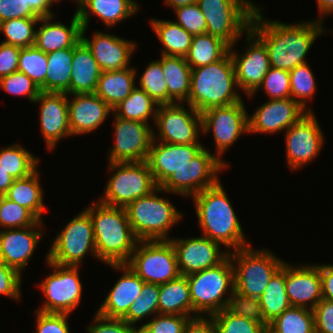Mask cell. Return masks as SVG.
Segmentation results:
<instances>
[{
	"instance_id": "cell-1",
	"label": "cell",
	"mask_w": 333,
	"mask_h": 333,
	"mask_svg": "<svg viewBox=\"0 0 333 333\" xmlns=\"http://www.w3.org/2000/svg\"><path fill=\"white\" fill-rule=\"evenodd\" d=\"M146 162L158 187L166 193L191 197L215 186L228 167L202 144L152 141Z\"/></svg>"
},
{
	"instance_id": "cell-2",
	"label": "cell",
	"mask_w": 333,
	"mask_h": 333,
	"mask_svg": "<svg viewBox=\"0 0 333 333\" xmlns=\"http://www.w3.org/2000/svg\"><path fill=\"white\" fill-rule=\"evenodd\" d=\"M266 20L262 13L253 14L250 30L264 43L270 67L287 71L306 63L316 38L328 31L317 19L291 24Z\"/></svg>"
},
{
	"instance_id": "cell-3",
	"label": "cell",
	"mask_w": 333,
	"mask_h": 333,
	"mask_svg": "<svg viewBox=\"0 0 333 333\" xmlns=\"http://www.w3.org/2000/svg\"><path fill=\"white\" fill-rule=\"evenodd\" d=\"M222 182L191 196L203 236L230 252L250 246Z\"/></svg>"
},
{
	"instance_id": "cell-4",
	"label": "cell",
	"mask_w": 333,
	"mask_h": 333,
	"mask_svg": "<svg viewBox=\"0 0 333 333\" xmlns=\"http://www.w3.org/2000/svg\"><path fill=\"white\" fill-rule=\"evenodd\" d=\"M85 210L93 224L97 259L108 266L126 264L139 240L132 231L125 208L94 201Z\"/></svg>"
},
{
	"instance_id": "cell-5",
	"label": "cell",
	"mask_w": 333,
	"mask_h": 333,
	"mask_svg": "<svg viewBox=\"0 0 333 333\" xmlns=\"http://www.w3.org/2000/svg\"><path fill=\"white\" fill-rule=\"evenodd\" d=\"M235 67L228 52L221 60L191 70V90L186 104L199 113L241 102Z\"/></svg>"
},
{
	"instance_id": "cell-6",
	"label": "cell",
	"mask_w": 333,
	"mask_h": 333,
	"mask_svg": "<svg viewBox=\"0 0 333 333\" xmlns=\"http://www.w3.org/2000/svg\"><path fill=\"white\" fill-rule=\"evenodd\" d=\"M166 193L158 187L151 194L140 197L126 208L135 237L141 240H169L168 233L182 218L171 201L158 196Z\"/></svg>"
},
{
	"instance_id": "cell-7",
	"label": "cell",
	"mask_w": 333,
	"mask_h": 333,
	"mask_svg": "<svg viewBox=\"0 0 333 333\" xmlns=\"http://www.w3.org/2000/svg\"><path fill=\"white\" fill-rule=\"evenodd\" d=\"M187 279L194 318L210 317L226 308L228 298L235 290L234 267L230 256L215 267L188 275Z\"/></svg>"
},
{
	"instance_id": "cell-8",
	"label": "cell",
	"mask_w": 333,
	"mask_h": 333,
	"mask_svg": "<svg viewBox=\"0 0 333 333\" xmlns=\"http://www.w3.org/2000/svg\"><path fill=\"white\" fill-rule=\"evenodd\" d=\"M206 19V33L221 38L229 46L236 45L250 29L253 14L263 8L252 0H197Z\"/></svg>"
},
{
	"instance_id": "cell-9",
	"label": "cell",
	"mask_w": 333,
	"mask_h": 333,
	"mask_svg": "<svg viewBox=\"0 0 333 333\" xmlns=\"http://www.w3.org/2000/svg\"><path fill=\"white\" fill-rule=\"evenodd\" d=\"M234 267L235 291L260 298L270 279L283 266L284 260L269 249H254L252 246L229 252Z\"/></svg>"
},
{
	"instance_id": "cell-10",
	"label": "cell",
	"mask_w": 333,
	"mask_h": 333,
	"mask_svg": "<svg viewBox=\"0 0 333 333\" xmlns=\"http://www.w3.org/2000/svg\"><path fill=\"white\" fill-rule=\"evenodd\" d=\"M113 175L107 181L101 203L126 208L140 197L151 194L158 188L146 161L108 162Z\"/></svg>"
},
{
	"instance_id": "cell-11",
	"label": "cell",
	"mask_w": 333,
	"mask_h": 333,
	"mask_svg": "<svg viewBox=\"0 0 333 333\" xmlns=\"http://www.w3.org/2000/svg\"><path fill=\"white\" fill-rule=\"evenodd\" d=\"M144 282L161 285L180 273L170 240H141L126 263Z\"/></svg>"
},
{
	"instance_id": "cell-12",
	"label": "cell",
	"mask_w": 333,
	"mask_h": 333,
	"mask_svg": "<svg viewBox=\"0 0 333 333\" xmlns=\"http://www.w3.org/2000/svg\"><path fill=\"white\" fill-rule=\"evenodd\" d=\"M89 251L97 258L92 220L83 209L56 235L46 255L50 262L79 266Z\"/></svg>"
},
{
	"instance_id": "cell-13",
	"label": "cell",
	"mask_w": 333,
	"mask_h": 333,
	"mask_svg": "<svg viewBox=\"0 0 333 333\" xmlns=\"http://www.w3.org/2000/svg\"><path fill=\"white\" fill-rule=\"evenodd\" d=\"M46 265L53 271L39 284L45 301L38 310L47 313H72L80 305L83 294L79 266L59 265L48 261V256Z\"/></svg>"
},
{
	"instance_id": "cell-14",
	"label": "cell",
	"mask_w": 333,
	"mask_h": 333,
	"mask_svg": "<svg viewBox=\"0 0 333 333\" xmlns=\"http://www.w3.org/2000/svg\"><path fill=\"white\" fill-rule=\"evenodd\" d=\"M183 104L158 105L154 124L159 136L153 132L154 141L180 145L202 144L199 142L200 133L203 132L201 113L189 104H186L188 108Z\"/></svg>"
},
{
	"instance_id": "cell-15",
	"label": "cell",
	"mask_w": 333,
	"mask_h": 333,
	"mask_svg": "<svg viewBox=\"0 0 333 333\" xmlns=\"http://www.w3.org/2000/svg\"><path fill=\"white\" fill-rule=\"evenodd\" d=\"M202 133H213L215 156L227 167V162L221 158L242 134L249 133L248 112L244 101L228 106L213 107L201 113Z\"/></svg>"
},
{
	"instance_id": "cell-16",
	"label": "cell",
	"mask_w": 333,
	"mask_h": 333,
	"mask_svg": "<svg viewBox=\"0 0 333 333\" xmlns=\"http://www.w3.org/2000/svg\"><path fill=\"white\" fill-rule=\"evenodd\" d=\"M320 127L313 111L284 132L287 165L292 171L303 168L319 156L325 141Z\"/></svg>"
},
{
	"instance_id": "cell-17",
	"label": "cell",
	"mask_w": 333,
	"mask_h": 333,
	"mask_svg": "<svg viewBox=\"0 0 333 333\" xmlns=\"http://www.w3.org/2000/svg\"><path fill=\"white\" fill-rule=\"evenodd\" d=\"M115 144L109 149V162L146 161L153 141L154 128L142 121L117 117L114 113Z\"/></svg>"
},
{
	"instance_id": "cell-18",
	"label": "cell",
	"mask_w": 333,
	"mask_h": 333,
	"mask_svg": "<svg viewBox=\"0 0 333 333\" xmlns=\"http://www.w3.org/2000/svg\"><path fill=\"white\" fill-rule=\"evenodd\" d=\"M245 35L247 48H244V54L235 51V45L229 47V53L235 67L238 89L249 96L262 84L264 76L270 69V62L264 43L250 29Z\"/></svg>"
},
{
	"instance_id": "cell-19",
	"label": "cell",
	"mask_w": 333,
	"mask_h": 333,
	"mask_svg": "<svg viewBox=\"0 0 333 333\" xmlns=\"http://www.w3.org/2000/svg\"><path fill=\"white\" fill-rule=\"evenodd\" d=\"M169 240L175 249L179 273L183 276L215 267L229 256L228 251L221 252L220 246L223 245L203 235Z\"/></svg>"
},
{
	"instance_id": "cell-20",
	"label": "cell",
	"mask_w": 333,
	"mask_h": 333,
	"mask_svg": "<svg viewBox=\"0 0 333 333\" xmlns=\"http://www.w3.org/2000/svg\"><path fill=\"white\" fill-rule=\"evenodd\" d=\"M308 113L291 97L285 99H269L248 116L249 133H278L286 131Z\"/></svg>"
},
{
	"instance_id": "cell-21",
	"label": "cell",
	"mask_w": 333,
	"mask_h": 333,
	"mask_svg": "<svg viewBox=\"0 0 333 333\" xmlns=\"http://www.w3.org/2000/svg\"><path fill=\"white\" fill-rule=\"evenodd\" d=\"M68 94L41 91L33 103L40 102V130L49 151L62 138L72 136L69 126Z\"/></svg>"
},
{
	"instance_id": "cell-22",
	"label": "cell",
	"mask_w": 333,
	"mask_h": 333,
	"mask_svg": "<svg viewBox=\"0 0 333 333\" xmlns=\"http://www.w3.org/2000/svg\"><path fill=\"white\" fill-rule=\"evenodd\" d=\"M86 31L87 27H82L81 40L90 49L102 72L129 67L132 53L137 47L136 42L101 31L94 32L90 39L85 36Z\"/></svg>"
},
{
	"instance_id": "cell-23",
	"label": "cell",
	"mask_w": 333,
	"mask_h": 333,
	"mask_svg": "<svg viewBox=\"0 0 333 333\" xmlns=\"http://www.w3.org/2000/svg\"><path fill=\"white\" fill-rule=\"evenodd\" d=\"M43 223L39 220L25 228L0 230V261L21 274L44 237Z\"/></svg>"
},
{
	"instance_id": "cell-24",
	"label": "cell",
	"mask_w": 333,
	"mask_h": 333,
	"mask_svg": "<svg viewBox=\"0 0 333 333\" xmlns=\"http://www.w3.org/2000/svg\"><path fill=\"white\" fill-rule=\"evenodd\" d=\"M286 293L292 307L313 310L322 299L320 269L316 264L286 263Z\"/></svg>"
},
{
	"instance_id": "cell-25",
	"label": "cell",
	"mask_w": 333,
	"mask_h": 333,
	"mask_svg": "<svg viewBox=\"0 0 333 333\" xmlns=\"http://www.w3.org/2000/svg\"><path fill=\"white\" fill-rule=\"evenodd\" d=\"M68 99L69 126L72 136L89 134L106 120L113 109L97 94H73Z\"/></svg>"
},
{
	"instance_id": "cell-26",
	"label": "cell",
	"mask_w": 333,
	"mask_h": 333,
	"mask_svg": "<svg viewBox=\"0 0 333 333\" xmlns=\"http://www.w3.org/2000/svg\"><path fill=\"white\" fill-rule=\"evenodd\" d=\"M110 266L123 273L107 294L97 313L108 318L123 319L130 305L141 295L144 281L127 264H110Z\"/></svg>"
},
{
	"instance_id": "cell-27",
	"label": "cell",
	"mask_w": 333,
	"mask_h": 333,
	"mask_svg": "<svg viewBox=\"0 0 333 333\" xmlns=\"http://www.w3.org/2000/svg\"><path fill=\"white\" fill-rule=\"evenodd\" d=\"M55 15L42 17L41 26L36 30L35 46L48 54L64 48H73L81 41L82 24L75 12L70 25L52 22Z\"/></svg>"
},
{
	"instance_id": "cell-28",
	"label": "cell",
	"mask_w": 333,
	"mask_h": 333,
	"mask_svg": "<svg viewBox=\"0 0 333 333\" xmlns=\"http://www.w3.org/2000/svg\"><path fill=\"white\" fill-rule=\"evenodd\" d=\"M139 8L137 0H84L77 6L75 12L82 27L88 28L90 15L93 14L97 15L106 27L112 28L123 20L136 15Z\"/></svg>"
},
{
	"instance_id": "cell-29",
	"label": "cell",
	"mask_w": 333,
	"mask_h": 333,
	"mask_svg": "<svg viewBox=\"0 0 333 333\" xmlns=\"http://www.w3.org/2000/svg\"><path fill=\"white\" fill-rule=\"evenodd\" d=\"M101 73L102 70L90 49L81 40L73 47L69 96L94 93Z\"/></svg>"
},
{
	"instance_id": "cell-30",
	"label": "cell",
	"mask_w": 333,
	"mask_h": 333,
	"mask_svg": "<svg viewBox=\"0 0 333 333\" xmlns=\"http://www.w3.org/2000/svg\"><path fill=\"white\" fill-rule=\"evenodd\" d=\"M136 73L137 70L131 66L122 70L103 71L94 93L114 109L137 87Z\"/></svg>"
},
{
	"instance_id": "cell-31",
	"label": "cell",
	"mask_w": 333,
	"mask_h": 333,
	"mask_svg": "<svg viewBox=\"0 0 333 333\" xmlns=\"http://www.w3.org/2000/svg\"><path fill=\"white\" fill-rule=\"evenodd\" d=\"M158 61L168 87V104L186 103L191 90L192 70L186 58L161 55Z\"/></svg>"
},
{
	"instance_id": "cell-32",
	"label": "cell",
	"mask_w": 333,
	"mask_h": 333,
	"mask_svg": "<svg viewBox=\"0 0 333 333\" xmlns=\"http://www.w3.org/2000/svg\"><path fill=\"white\" fill-rule=\"evenodd\" d=\"M159 288V314H175L194 318L187 276L179 275L177 278L159 285Z\"/></svg>"
},
{
	"instance_id": "cell-33",
	"label": "cell",
	"mask_w": 333,
	"mask_h": 333,
	"mask_svg": "<svg viewBox=\"0 0 333 333\" xmlns=\"http://www.w3.org/2000/svg\"><path fill=\"white\" fill-rule=\"evenodd\" d=\"M38 171L36 169L27 177L14 179L6 193V198L27 208L42 221V214L46 207L45 202H43L44 191L40 185L41 180Z\"/></svg>"
},
{
	"instance_id": "cell-34",
	"label": "cell",
	"mask_w": 333,
	"mask_h": 333,
	"mask_svg": "<svg viewBox=\"0 0 333 333\" xmlns=\"http://www.w3.org/2000/svg\"><path fill=\"white\" fill-rule=\"evenodd\" d=\"M150 27L162 44L161 55L186 57L192 44L193 35L175 21L150 19Z\"/></svg>"
},
{
	"instance_id": "cell-35",
	"label": "cell",
	"mask_w": 333,
	"mask_h": 333,
	"mask_svg": "<svg viewBox=\"0 0 333 333\" xmlns=\"http://www.w3.org/2000/svg\"><path fill=\"white\" fill-rule=\"evenodd\" d=\"M72 59L73 48H64L47 54L45 92H65L69 95Z\"/></svg>"
},
{
	"instance_id": "cell-36",
	"label": "cell",
	"mask_w": 333,
	"mask_h": 333,
	"mask_svg": "<svg viewBox=\"0 0 333 333\" xmlns=\"http://www.w3.org/2000/svg\"><path fill=\"white\" fill-rule=\"evenodd\" d=\"M286 262L273 275L263 295L259 298L264 319L270 323L291 307L286 293Z\"/></svg>"
},
{
	"instance_id": "cell-37",
	"label": "cell",
	"mask_w": 333,
	"mask_h": 333,
	"mask_svg": "<svg viewBox=\"0 0 333 333\" xmlns=\"http://www.w3.org/2000/svg\"><path fill=\"white\" fill-rule=\"evenodd\" d=\"M229 47L221 38L208 33L194 35L185 58L191 68H197L221 60L229 52Z\"/></svg>"
},
{
	"instance_id": "cell-38",
	"label": "cell",
	"mask_w": 333,
	"mask_h": 333,
	"mask_svg": "<svg viewBox=\"0 0 333 333\" xmlns=\"http://www.w3.org/2000/svg\"><path fill=\"white\" fill-rule=\"evenodd\" d=\"M20 143L9 145L0 149V167L13 179L29 176L39 165V158L32 155Z\"/></svg>"
},
{
	"instance_id": "cell-39",
	"label": "cell",
	"mask_w": 333,
	"mask_h": 333,
	"mask_svg": "<svg viewBox=\"0 0 333 333\" xmlns=\"http://www.w3.org/2000/svg\"><path fill=\"white\" fill-rule=\"evenodd\" d=\"M157 107L154 100L137 86L113 109V113L123 119L149 123V118L155 121Z\"/></svg>"
},
{
	"instance_id": "cell-40",
	"label": "cell",
	"mask_w": 333,
	"mask_h": 333,
	"mask_svg": "<svg viewBox=\"0 0 333 333\" xmlns=\"http://www.w3.org/2000/svg\"><path fill=\"white\" fill-rule=\"evenodd\" d=\"M280 333H315L314 312L303 307H290L269 323Z\"/></svg>"
},
{
	"instance_id": "cell-41",
	"label": "cell",
	"mask_w": 333,
	"mask_h": 333,
	"mask_svg": "<svg viewBox=\"0 0 333 333\" xmlns=\"http://www.w3.org/2000/svg\"><path fill=\"white\" fill-rule=\"evenodd\" d=\"M40 18H15L2 21L0 31L6 39L2 43L17 46L20 48L35 45V26Z\"/></svg>"
},
{
	"instance_id": "cell-42",
	"label": "cell",
	"mask_w": 333,
	"mask_h": 333,
	"mask_svg": "<svg viewBox=\"0 0 333 333\" xmlns=\"http://www.w3.org/2000/svg\"><path fill=\"white\" fill-rule=\"evenodd\" d=\"M289 75L291 98L298 102L308 112H313L311 109L312 107L307 108L308 101L313 99V95L317 90L315 76L310 66L307 62L298 65L289 71Z\"/></svg>"
},
{
	"instance_id": "cell-43",
	"label": "cell",
	"mask_w": 333,
	"mask_h": 333,
	"mask_svg": "<svg viewBox=\"0 0 333 333\" xmlns=\"http://www.w3.org/2000/svg\"><path fill=\"white\" fill-rule=\"evenodd\" d=\"M160 288L157 284L144 282L141 295L130 305L127 315L123 318L128 324L136 325L148 316L159 313Z\"/></svg>"
},
{
	"instance_id": "cell-44",
	"label": "cell",
	"mask_w": 333,
	"mask_h": 333,
	"mask_svg": "<svg viewBox=\"0 0 333 333\" xmlns=\"http://www.w3.org/2000/svg\"><path fill=\"white\" fill-rule=\"evenodd\" d=\"M47 63V54L35 45L21 48L17 71L26 74L41 91L45 92Z\"/></svg>"
},
{
	"instance_id": "cell-45",
	"label": "cell",
	"mask_w": 333,
	"mask_h": 333,
	"mask_svg": "<svg viewBox=\"0 0 333 333\" xmlns=\"http://www.w3.org/2000/svg\"><path fill=\"white\" fill-rule=\"evenodd\" d=\"M161 63L157 60L147 64L138 81V88L144 90L157 105L168 104V87Z\"/></svg>"
},
{
	"instance_id": "cell-46",
	"label": "cell",
	"mask_w": 333,
	"mask_h": 333,
	"mask_svg": "<svg viewBox=\"0 0 333 333\" xmlns=\"http://www.w3.org/2000/svg\"><path fill=\"white\" fill-rule=\"evenodd\" d=\"M210 317L215 322L217 333H263L261 323L232 314L225 308Z\"/></svg>"
},
{
	"instance_id": "cell-47",
	"label": "cell",
	"mask_w": 333,
	"mask_h": 333,
	"mask_svg": "<svg viewBox=\"0 0 333 333\" xmlns=\"http://www.w3.org/2000/svg\"><path fill=\"white\" fill-rule=\"evenodd\" d=\"M39 219L27 208L5 197L0 208V227L19 229L35 225Z\"/></svg>"
},
{
	"instance_id": "cell-48",
	"label": "cell",
	"mask_w": 333,
	"mask_h": 333,
	"mask_svg": "<svg viewBox=\"0 0 333 333\" xmlns=\"http://www.w3.org/2000/svg\"><path fill=\"white\" fill-rule=\"evenodd\" d=\"M225 309L237 316L261 323L263 326L269 324L264 319L260 300L242 295L235 290L230 294Z\"/></svg>"
},
{
	"instance_id": "cell-49",
	"label": "cell",
	"mask_w": 333,
	"mask_h": 333,
	"mask_svg": "<svg viewBox=\"0 0 333 333\" xmlns=\"http://www.w3.org/2000/svg\"><path fill=\"white\" fill-rule=\"evenodd\" d=\"M262 88L269 96L270 100L290 98L291 88L289 71L270 67L269 71L263 78L262 84L248 97L253 98V95L255 96L259 89Z\"/></svg>"
},
{
	"instance_id": "cell-50",
	"label": "cell",
	"mask_w": 333,
	"mask_h": 333,
	"mask_svg": "<svg viewBox=\"0 0 333 333\" xmlns=\"http://www.w3.org/2000/svg\"><path fill=\"white\" fill-rule=\"evenodd\" d=\"M0 89L15 96H26L30 102L39 96L40 88L23 72L15 71L0 79Z\"/></svg>"
},
{
	"instance_id": "cell-51",
	"label": "cell",
	"mask_w": 333,
	"mask_h": 333,
	"mask_svg": "<svg viewBox=\"0 0 333 333\" xmlns=\"http://www.w3.org/2000/svg\"><path fill=\"white\" fill-rule=\"evenodd\" d=\"M174 13L175 22L193 36L206 33V19L197 3L177 7Z\"/></svg>"
},
{
	"instance_id": "cell-52",
	"label": "cell",
	"mask_w": 333,
	"mask_h": 333,
	"mask_svg": "<svg viewBox=\"0 0 333 333\" xmlns=\"http://www.w3.org/2000/svg\"><path fill=\"white\" fill-rule=\"evenodd\" d=\"M191 317L175 314H157L143 326L151 333H184Z\"/></svg>"
},
{
	"instance_id": "cell-53",
	"label": "cell",
	"mask_w": 333,
	"mask_h": 333,
	"mask_svg": "<svg viewBox=\"0 0 333 333\" xmlns=\"http://www.w3.org/2000/svg\"><path fill=\"white\" fill-rule=\"evenodd\" d=\"M34 313L37 315L34 333H70L67 321L69 314L47 313L37 309Z\"/></svg>"
},
{
	"instance_id": "cell-54",
	"label": "cell",
	"mask_w": 333,
	"mask_h": 333,
	"mask_svg": "<svg viewBox=\"0 0 333 333\" xmlns=\"http://www.w3.org/2000/svg\"><path fill=\"white\" fill-rule=\"evenodd\" d=\"M22 274L0 261V295L21 300Z\"/></svg>"
},
{
	"instance_id": "cell-55",
	"label": "cell",
	"mask_w": 333,
	"mask_h": 333,
	"mask_svg": "<svg viewBox=\"0 0 333 333\" xmlns=\"http://www.w3.org/2000/svg\"><path fill=\"white\" fill-rule=\"evenodd\" d=\"M93 323L87 326L88 333H134V325L123 319L104 317L97 312Z\"/></svg>"
},
{
	"instance_id": "cell-56",
	"label": "cell",
	"mask_w": 333,
	"mask_h": 333,
	"mask_svg": "<svg viewBox=\"0 0 333 333\" xmlns=\"http://www.w3.org/2000/svg\"><path fill=\"white\" fill-rule=\"evenodd\" d=\"M15 18H40L25 0H0V23Z\"/></svg>"
},
{
	"instance_id": "cell-57",
	"label": "cell",
	"mask_w": 333,
	"mask_h": 333,
	"mask_svg": "<svg viewBox=\"0 0 333 333\" xmlns=\"http://www.w3.org/2000/svg\"><path fill=\"white\" fill-rule=\"evenodd\" d=\"M313 312L315 333H333V301L322 298Z\"/></svg>"
},
{
	"instance_id": "cell-58",
	"label": "cell",
	"mask_w": 333,
	"mask_h": 333,
	"mask_svg": "<svg viewBox=\"0 0 333 333\" xmlns=\"http://www.w3.org/2000/svg\"><path fill=\"white\" fill-rule=\"evenodd\" d=\"M21 48L0 43V79L18 69Z\"/></svg>"
},
{
	"instance_id": "cell-59",
	"label": "cell",
	"mask_w": 333,
	"mask_h": 333,
	"mask_svg": "<svg viewBox=\"0 0 333 333\" xmlns=\"http://www.w3.org/2000/svg\"><path fill=\"white\" fill-rule=\"evenodd\" d=\"M184 333H217L215 322L211 317L199 316L191 318Z\"/></svg>"
},
{
	"instance_id": "cell-60",
	"label": "cell",
	"mask_w": 333,
	"mask_h": 333,
	"mask_svg": "<svg viewBox=\"0 0 333 333\" xmlns=\"http://www.w3.org/2000/svg\"><path fill=\"white\" fill-rule=\"evenodd\" d=\"M320 269L322 298L333 301V264H318Z\"/></svg>"
},
{
	"instance_id": "cell-61",
	"label": "cell",
	"mask_w": 333,
	"mask_h": 333,
	"mask_svg": "<svg viewBox=\"0 0 333 333\" xmlns=\"http://www.w3.org/2000/svg\"><path fill=\"white\" fill-rule=\"evenodd\" d=\"M25 2L40 18L54 15L49 0H25Z\"/></svg>"
},
{
	"instance_id": "cell-62",
	"label": "cell",
	"mask_w": 333,
	"mask_h": 333,
	"mask_svg": "<svg viewBox=\"0 0 333 333\" xmlns=\"http://www.w3.org/2000/svg\"><path fill=\"white\" fill-rule=\"evenodd\" d=\"M318 12L320 14L318 21L323 22V19L328 15L333 14V0H317Z\"/></svg>"
},
{
	"instance_id": "cell-63",
	"label": "cell",
	"mask_w": 333,
	"mask_h": 333,
	"mask_svg": "<svg viewBox=\"0 0 333 333\" xmlns=\"http://www.w3.org/2000/svg\"><path fill=\"white\" fill-rule=\"evenodd\" d=\"M14 179L0 167V192L6 194Z\"/></svg>"
},
{
	"instance_id": "cell-64",
	"label": "cell",
	"mask_w": 333,
	"mask_h": 333,
	"mask_svg": "<svg viewBox=\"0 0 333 333\" xmlns=\"http://www.w3.org/2000/svg\"><path fill=\"white\" fill-rule=\"evenodd\" d=\"M167 5L172 9H175L180 6L190 5L196 3L197 0H164Z\"/></svg>"
},
{
	"instance_id": "cell-65",
	"label": "cell",
	"mask_w": 333,
	"mask_h": 333,
	"mask_svg": "<svg viewBox=\"0 0 333 333\" xmlns=\"http://www.w3.org/2000/svg\"><path fill=\"white\" fill-rule=\"evenodd\" d=\"M263 333H280V332L275 330L270 324H267L263 328Z\"/></svg>"
},
{
	"instance_id": "cell-66",
	"label": "cell",
	"mask_w": 333,
	"mask_h": 333,
	"mask_svg": "<svg viewBox=\"0 0 333 333\" xmlns=\"http://www.w3.org/2000/svg\"><path fill=\"white\" fill-rule=\"evenodd\" d=\"M134 333H151V332L141 324L139 327L135 326Z\"/></svg>"
},
{
	"instance_id": "cell-67",
	"label": "cell",
	"mask_w": 333,
	"mask_h": 333,
	"mask_svg": "<svg viewBox=\"0 0 333 333\" xmlns=\"http://www.w3.org/2000/svg\"><path fill=\"white\" fill-rule=\"evenodd\" d=\"M5 197H6V194L0 192V208L2 206V203H3L4 199H5Z\"/></svg>"
},
{
	"instance_id": "cell-68",
	"label": "cell",
	"mask_w": 333,
	"mask_h": 333,
	"mask_svg": "<svg viewBox=\"0 0 333 333\" xmlns=\"http://www.w3.org/2000/svg\"><path fill=\"white\" fill-rule=\"evenodd\" d=\"M84 0H75V3L79 6Z\"/></svg>"
},
{
	"instance_id": "cell-69",
	"label": "cell",
	"mask_w": 333,
	"mask_h": 333,
	"mask_svg": "<svg viewBox=\"0 0 333 333\" xmlns=\"http://www.w3.org/2000/svg\"><path fill=\"white\" fill-rule=\"evenodd\" d=\"M52 4L59 3L61 0H49Z\"/></svg>"
}]
</instances>
